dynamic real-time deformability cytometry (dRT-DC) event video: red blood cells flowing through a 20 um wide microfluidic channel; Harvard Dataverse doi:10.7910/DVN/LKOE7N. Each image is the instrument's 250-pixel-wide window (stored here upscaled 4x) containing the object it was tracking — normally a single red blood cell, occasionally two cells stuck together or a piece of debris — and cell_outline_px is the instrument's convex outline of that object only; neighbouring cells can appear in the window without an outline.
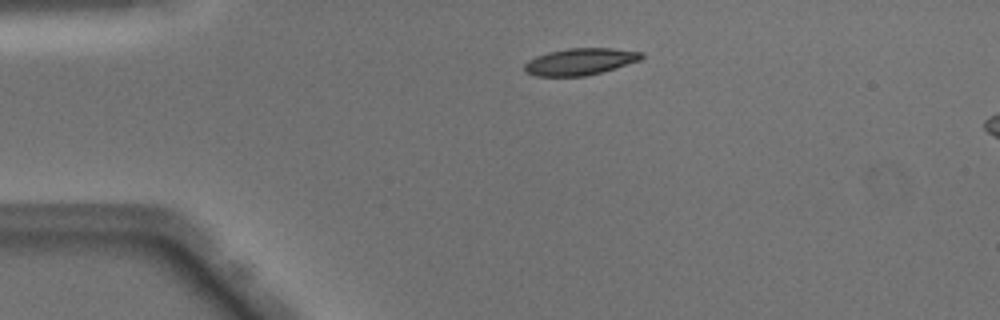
{"species": "Egyptian fruit bat (a non-hibernating species)", "species_latin": "Rousettus aegyptiacus", "temperature_condition": "warm", "stored_images_in_passage": 6, "camera_frame_rate_fps": 3000, "um_per_image_px": 0.085, "animal": {"sex": "male"}, "frame": {"image": 1, "passage_image": 1, "time_ms": 0.0, "image_size_px": [1000, 320], "cell_outline_px": [[644, 56], [640, 60], [600, 72], [584, 76], [536, 76], [524, 72], [524, 64], [528, 60], [536, 56], [548, 52], [568, 48], [612, 48], [644, 52]], "centroid_in_image_um": [49.28, 5.23], "position_along_channel_um": 35.7, "area_um2": 18.21}}